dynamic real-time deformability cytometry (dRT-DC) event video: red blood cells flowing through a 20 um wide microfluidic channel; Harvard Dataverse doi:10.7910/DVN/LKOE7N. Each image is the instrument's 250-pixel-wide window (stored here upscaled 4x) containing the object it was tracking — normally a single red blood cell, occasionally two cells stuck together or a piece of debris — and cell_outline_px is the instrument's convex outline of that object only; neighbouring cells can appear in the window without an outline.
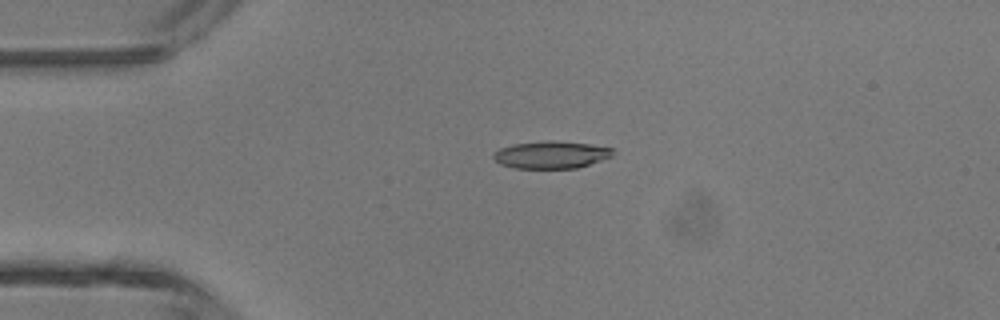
{"species": "common noctule bat (a hibernating species)", "species_latin": "Nyctalus noctula", "temperature_condition": "room temperature", "stored_images_in_passage": 4, "camera_frame_rate_fps": 3000, "um_per_image_px": 0.085, "animal": {"sex": "male", "body_mass_g": 13.3}, "frame": {"image": 1, "passage_image": 3, "time_ms": 0.667, "image_size_px": [1000, 320], "cell_outline_px": [[612, 156], [576, 168], [516, 168], [500, 164], [492, 156], [500, 148], [512, 144], [552, 140], [556, 140], [588, 144], [612, 148]], "centroid_in_image_um": [46.82, 13.15], "position_along_channel_um": 38.2, "area_um2": 18.73}}